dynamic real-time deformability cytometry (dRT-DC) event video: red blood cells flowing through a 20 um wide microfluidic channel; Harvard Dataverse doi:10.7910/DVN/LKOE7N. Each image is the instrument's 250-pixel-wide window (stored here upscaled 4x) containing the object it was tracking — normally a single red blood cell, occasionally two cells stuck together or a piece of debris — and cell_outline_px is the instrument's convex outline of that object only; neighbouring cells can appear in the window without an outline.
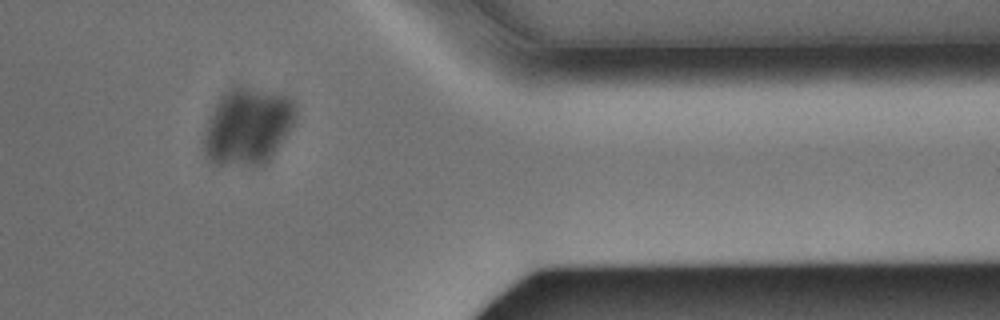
{"species": "Egyptian fruit bat (a non-hibernating species)", "species_latin": "Rousettus aegyptiacus", "temperature_condition": "warm", "stored_images_in_passage": 36, "camera_frame_rate_fps": 3000, "um_per_image_px": 0.085, "animal": {"sex": "male"}, "frame": {"image": 1, "passage_image": 28, "time_ms": 9.0, "image_size_px": [1000, 320], "cell_outline_px": [[296, 112], [292, 124], [280, 144], [272, 156], [264, 164], [208, 164], [204, 156], [204, 132], [208, 116], [212, 108], [220, 96], [232, 84], [240, 84], [280, 92], [288, 96], [296, 104]], "centroid_in_image_um": [21.01, 10.67], "position_along_channel_um": 390.4, "area_um2": 41.91}}
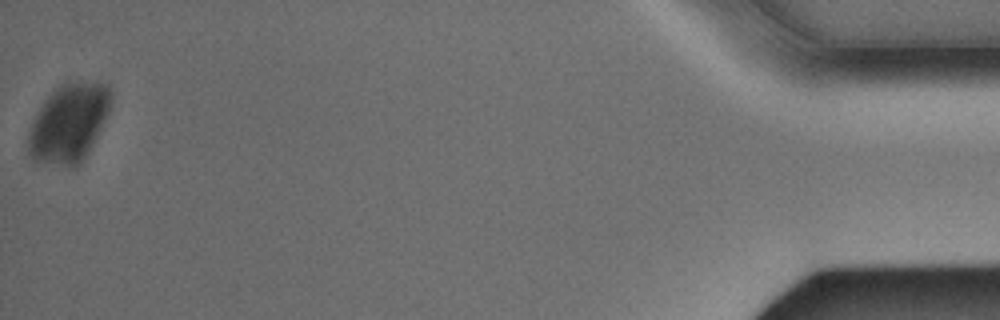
{"frame": {"image": 2, "passage_image": 36, "time_ms": 11.667, "image_size_px": [1000, 320], "cell_outline_px": [[112, 100], [108, 112], [84, 160], [76, 168], [68, 168], [32, 160], [28, 152], [28, 132], [36, 112], [44, 100], [60, 84], [68, 80], [108, 84], [112, 88]], "centroid_in_image_um": [5.84, 10.46], "position_along_channel_um": 429.4, "area_um2": 38.26}}